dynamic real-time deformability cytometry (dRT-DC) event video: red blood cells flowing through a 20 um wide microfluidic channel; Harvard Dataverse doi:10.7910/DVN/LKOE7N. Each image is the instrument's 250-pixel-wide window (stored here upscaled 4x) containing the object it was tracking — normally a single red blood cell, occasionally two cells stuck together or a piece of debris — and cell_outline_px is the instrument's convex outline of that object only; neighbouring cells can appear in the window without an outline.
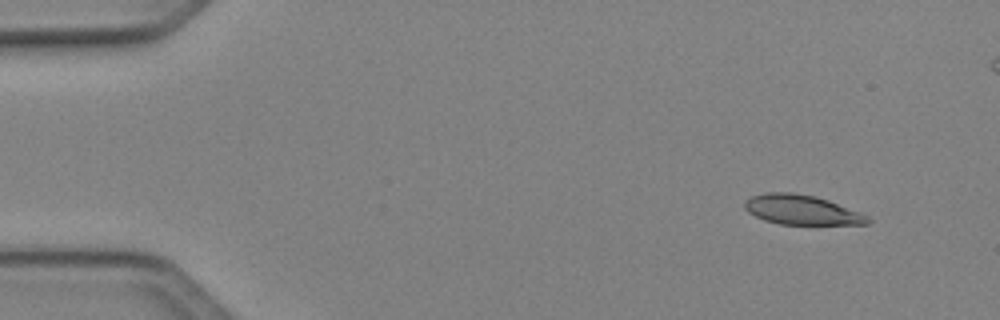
{"species": "Egyptian fruit bat (a non-hibernating species)", "species_latin": "Rousettus aegyptiacus", "temperature_condition": "cold", "stored_images_in_passage": 47, "segment_of_instrument_passage": [1, 2], "camera_frame_rate_fps": 3000, "um_per_image_px": 0.085, "animal": {"sex": "female"}, "frame": {"image": 1, "passage_image": 1, "time_ms": 0.0, "image_size_px": [1000, 320], "cell_outline_px": [[872, 220], [868, 224], [780, 224], [764, 220], [748, 212], [744, 208], [744, 204], [752, 196], [764, 192], [792, 192], [816, 196], [828, 200], [860, 212], [868, 216]], "centroid_in_image_um": [68.15, 17.83], "position_along_channel_um": 16.9, "area_um2": 21.21}}
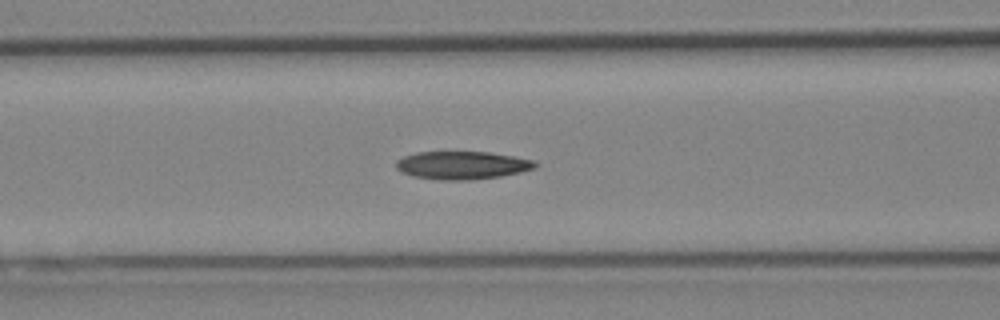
{"frame": {"image": 2, "passage_image": 17, "time_ms": 5.333, "image_size_px": [1000, 320], "cell_outline_px": [[536, 164], [532, 168], [520, 172], [500, 176], [468, 180], [440, 180], [412, 176], [396, 168], [396, 160], [404, 156], [416, 152], [488, 152], [536, 160]], "centroid_in_image_um": [39.25, 14.04], "position_along_channel_um": 127.3, "area_um2": 22.48}}
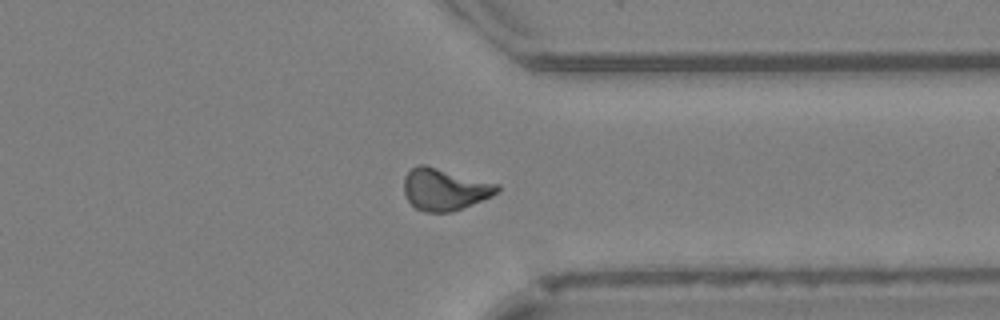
{"frame": {"image": 3, "passage_image": 35, "time_ms": 11.333, "image_size_px": [1000, 320], "cell_outline_px": [[500, 188], [492, 196], [464, 208], [448, 212], [424, 212], [416, 208], [408, 200], [404, 192], [404, 176], [416, 164], [424, 164], [500, 184]], "centroid_in_image_um": [37.79, 16.08], "position_along_channel_um": 373.6, "area_um2": 22.83}}